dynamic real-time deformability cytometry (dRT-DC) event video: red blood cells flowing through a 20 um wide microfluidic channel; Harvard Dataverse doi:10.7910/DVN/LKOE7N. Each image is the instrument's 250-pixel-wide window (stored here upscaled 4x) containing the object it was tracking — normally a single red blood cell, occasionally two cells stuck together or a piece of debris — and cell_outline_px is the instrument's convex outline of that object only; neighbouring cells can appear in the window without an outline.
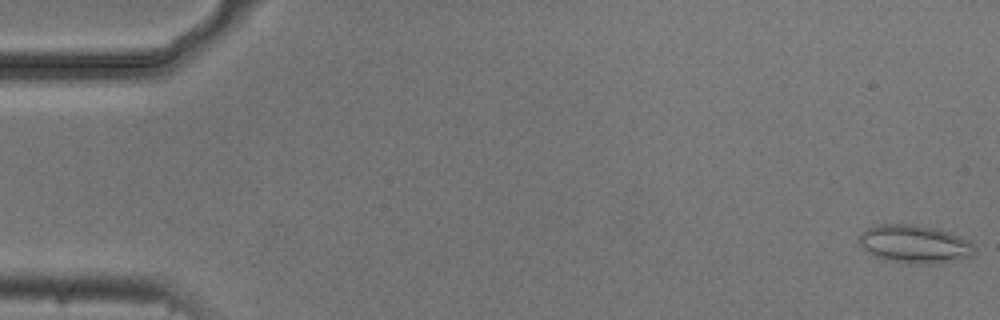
{"species": "common noctule bat (a hibernating species)", "species_latin": "Nyctalus noctula", "temperature_condition": "cold", "stored_images_in_passage": 6, "camera_frame_rate_fps": 3000, "um_per_image_px": 0.085, "animal": {"sex": "male", "body_mass_g": 20.5, "forearm_length_mm": 52.5}, "frame": {"image": 1, "passage_image": 1, "time_ms": 0.0, "image_size_px": [1000, 320], "cell_outline_px": [[976, 252], [972, 256], [960, 260], [888, 260], [876, 256], [860, 248], [860, 232], [876, 224], [916, 224], [936, 228], [960, 236], [968, 240], [976, 248]], "centroid_in_image_um": [77.73, 20.67], "position_along_channel_um": 7.3, "area_um2": 24.62}}